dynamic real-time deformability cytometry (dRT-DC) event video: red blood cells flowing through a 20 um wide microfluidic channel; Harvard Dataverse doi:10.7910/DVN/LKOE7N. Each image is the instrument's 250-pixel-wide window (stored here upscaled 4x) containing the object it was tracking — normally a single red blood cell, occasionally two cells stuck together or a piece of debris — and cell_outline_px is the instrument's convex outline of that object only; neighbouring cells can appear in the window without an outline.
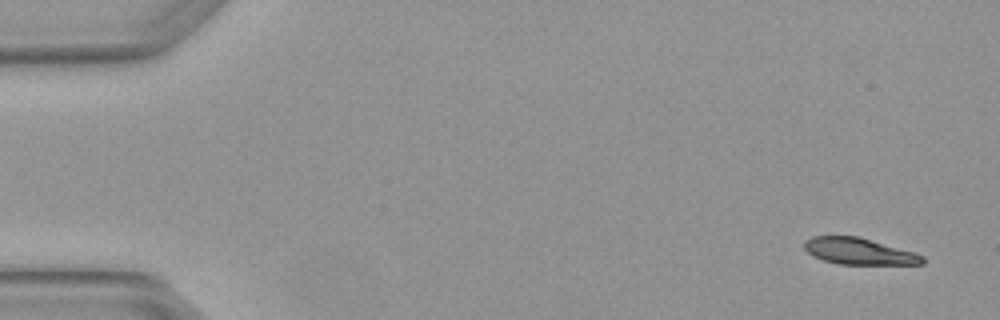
{"species": "Egyptian fruit bat (a non-hibernating species)", "species_latin": "Rousettus aegyptiacus", "temperature_condition": "warm", "stored_images_in_passage": 7, "camera_frame_rate_fps": 3000, "um_per_image_px": 0.085, "animal": {"sex": "female"}, "frame": {"image": 1, "passage_image": 1, "time_ms": 0.0, "image_size_px": [1000, 320], "cell_outline_px": [[924, 264], [840, 264], [824, 260], [808, 252], [804, 248], [804, 240], [812, 236], [856, 236], [912, 252], [924, 256]], "centroid_in_image_um": [72.98, 21.36], "position_along_channel_um": 12.0, "area_um2": 17.8}}
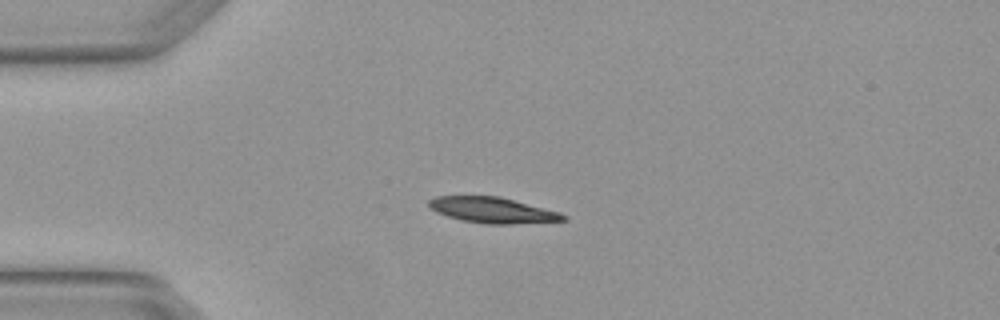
{"frame": {"image": 2, "passage_image": 3, "time_ms": 0.667, "image_size_px": [1000, 320], "cell_outline_px": [[568, 220], [512, 224], [484, 224], [460, 220], [436, 212], [428, 204], [428, 200], [436, 196], [500, 196], [560, 212], [568, 216]], "centroid_in_image_um": [41.89, 17.86], "position_along_channel_um": 43.1, "area_um2": 20.23}}
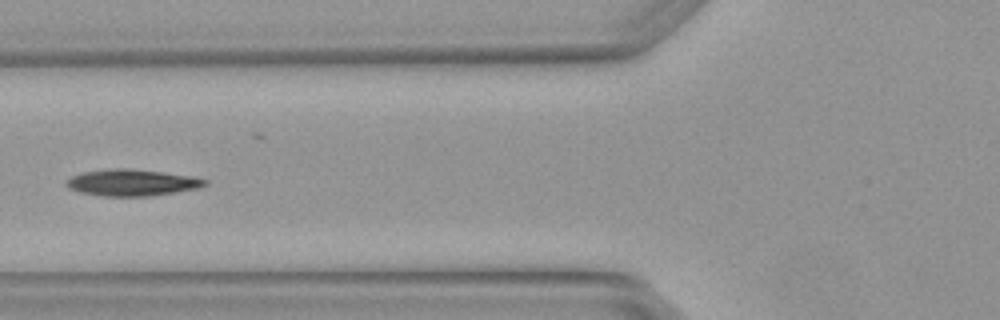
{"frame": {"image": 3, "passage_image": 5, "time_ms": 1.333, "image_size_px": [1000, 320], "cell_outline_px": [[208, 184], [200, 188], [152, 196], [100, 196], [80, 192], [64, 184], [72, 176], [84, 172], [112, 168], [128, 168], [164, 172], [196, 176], [208, 180]], "centroid_in_image_um": [11.3, 15.52], "position_along_channel_um": 114.5, "area_um2": 21.56}}